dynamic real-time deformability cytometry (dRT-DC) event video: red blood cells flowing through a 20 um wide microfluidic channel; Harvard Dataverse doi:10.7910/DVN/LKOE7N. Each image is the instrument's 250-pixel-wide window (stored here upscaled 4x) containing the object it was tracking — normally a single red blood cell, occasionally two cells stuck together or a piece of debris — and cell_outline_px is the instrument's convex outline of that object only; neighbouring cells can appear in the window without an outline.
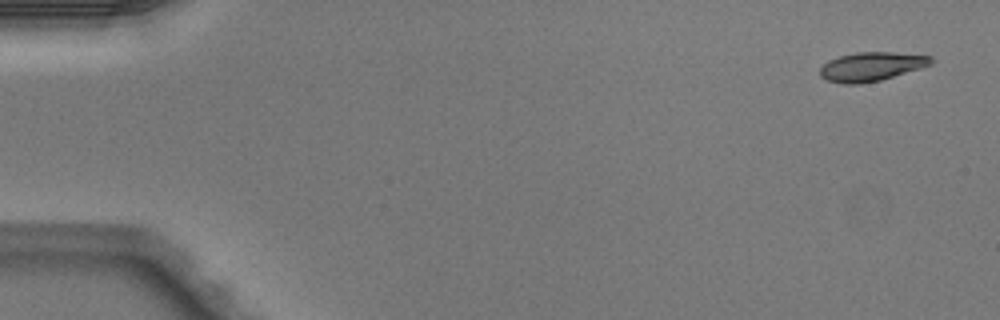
{"species": "Egyptian fruit bat (a non-hibernating species)", "species_latin": "Rousettus aegyptiacus", "temperature_condition": "warm", "stored_images_in_passage": 8, "segment_of_instrument_passage": [1, 2], "camera_frame_rate_fps": 3000, "um_per_image_px": 0.085, "animal": {"sex": "male"}, "frame": {"image": 1, "passage_image": 1, "time_ms": 0.0, "image_size_px": [1000, 320], "cell_outline_px": [[936, 60], [932, 64], [920, 68], [880, 80], [860, 84], [844, 84], [828, 80], [820, 76], [820, 68], [828, 60], [840, 56], [856, 52], [896, 52], [932, 56]], "centroid_in_image_um": [74.09, 5.65], "position_along_channel_um": 10.9, "area_um2": 18.73}}
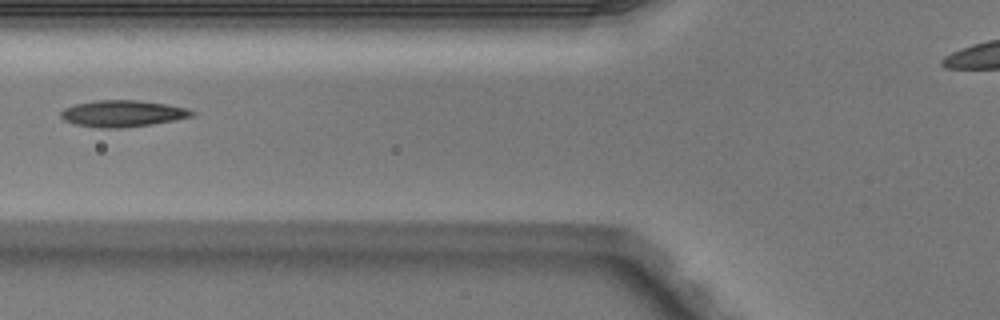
{"frame": {"image": 2, "passage_image": 6, "time_ms": 1.667, "image_size_px": [1000, 320], "cell_outline_px": [[196, 112], [192, 116], [176, 120], [152, 124], [120, 128], [96, 128], [72, 124], [64, 120], [60, 116], [60, 112], [64, 108], [76, 104], [96, 100], [140, 100], [168, 104], [188, 108]], "centroid_in_image_um": [10.42, 9.65], "position_along_channel_um": 115.4, "area_um2": 20.52}}
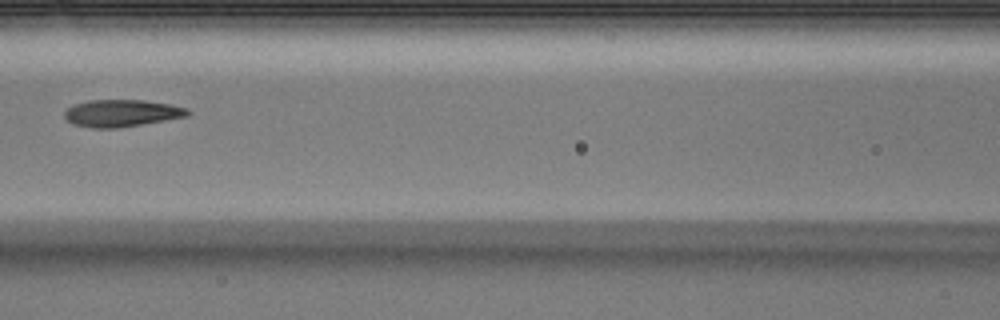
{"frame": {"image": 3, "passage_image": 7, "time_ms": 2.0, "image_size_px": [1000, 320], "cell_outline_px": [[192, 112], [188, 116], [116, 128], [92, 128], [76, 124], [68, 120], [64, 116], [64, 112], [72, 104], [88, 100], [144, 100], [168, 104], [188, 108]], "centroid_in_image_um": [10.34, 9.6], "position_along_channel_um": 156.3, "area_um2": 19.31}}